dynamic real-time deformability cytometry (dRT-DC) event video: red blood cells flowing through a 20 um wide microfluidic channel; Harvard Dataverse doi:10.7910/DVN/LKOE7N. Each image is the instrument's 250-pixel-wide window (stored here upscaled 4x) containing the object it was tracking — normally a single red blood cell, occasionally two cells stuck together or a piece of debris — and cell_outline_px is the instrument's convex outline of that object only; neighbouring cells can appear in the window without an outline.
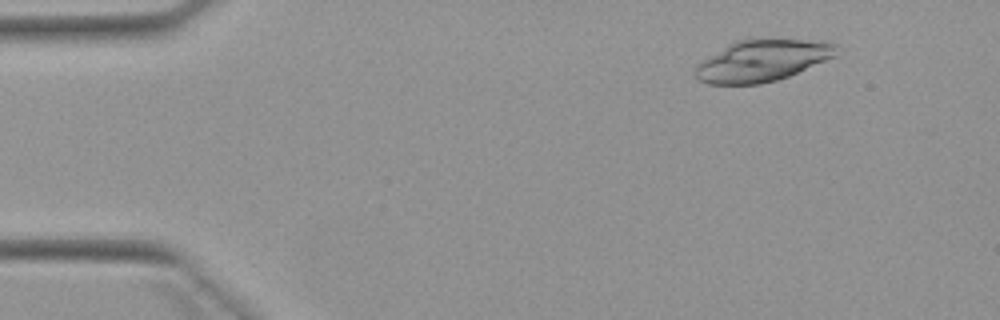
{"species": "Egyptian fruit bat (a non-hibernating species)", "species_latin": "Rousettus aegyptiacus", "temperature_condition": "warm", "stored_images_in_passage": 5, "camera_frame_rate_fps": 3000, "um_per_image_px": 0.085, "animal": {"sex": "female"}, "frame": {"image": 1, "passage_image": 1, "time_ms": 0.0, "image_size_px": [1000, 320], "cell_outline_px": [[836, 56], [788, 76], [776, 80], [760, 84], [708, 84], [696, 80], [696, 68], [704, 60], [728, 44], [736, 40], [752, 36], [756, 36], [832, 40], [836, 44]], "centroid_in_image_um": [64.87, 5.08], "position_along_channel_um": 20.1, "area_um2": 35.14}}